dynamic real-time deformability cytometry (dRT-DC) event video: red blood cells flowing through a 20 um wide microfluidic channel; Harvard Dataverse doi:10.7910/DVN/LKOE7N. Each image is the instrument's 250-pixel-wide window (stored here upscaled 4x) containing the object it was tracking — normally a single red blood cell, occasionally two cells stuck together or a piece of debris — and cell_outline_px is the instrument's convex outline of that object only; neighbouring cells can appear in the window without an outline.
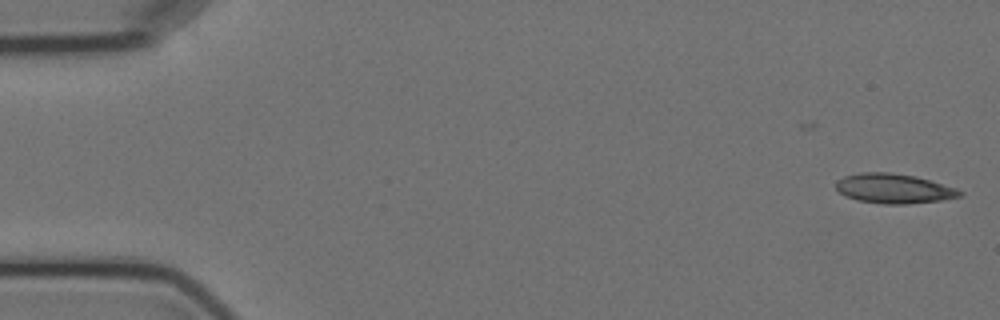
{"species": "Egyptian fruit bat (a non-hibernating species)", "species_latin": "Rousettus aegyptiacus", "temperature_condition": "cold", "stored_images_in_passage": 5, "camera_frame_rate_fps": 3000, "um_per_image_px": 0.085, "animal": {"sex": "female"}, "frame": {"image": 1, "passage_image": 1, "time_ms": 0.0, "image_size_px": [1000, 320], "cell_outline_px": [[964, 192], [960, 196], [940, 200], [904, 204], [884, 204], [856, 200], [844, 196], [836, 188], [836, 180], [844, 176], [860, 172], [888, 172], [916, 176], [956, 188]], "centroid_in_image_um": [75.93, 16.02], "position_along_channel_um": 9.1, "area_um2": 21.39}}
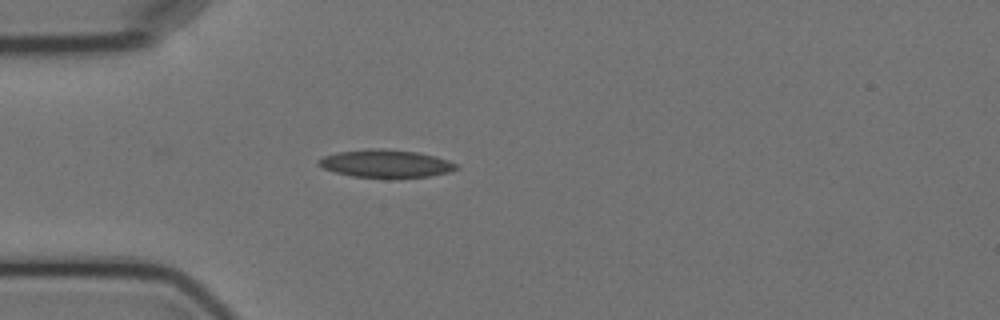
{"frame": {"image": 2, "passage_image": 5, "time_ms": 4.667, "image_size_px": [1000, 320], "cell_outline_px": [[460, 168], [448, 172], [428, 176], [352, 176], [336, 172], [324, 168], [316, 164], [316, 160], [324, 156], [340, 152], [364, 148], [384, 148], [416, 152], [436, 156], [460, 164]], "centroid_in_image_um": [32.8, 13.87], "position_along_channel_um": 52.2, "area_um2": 21.96}}